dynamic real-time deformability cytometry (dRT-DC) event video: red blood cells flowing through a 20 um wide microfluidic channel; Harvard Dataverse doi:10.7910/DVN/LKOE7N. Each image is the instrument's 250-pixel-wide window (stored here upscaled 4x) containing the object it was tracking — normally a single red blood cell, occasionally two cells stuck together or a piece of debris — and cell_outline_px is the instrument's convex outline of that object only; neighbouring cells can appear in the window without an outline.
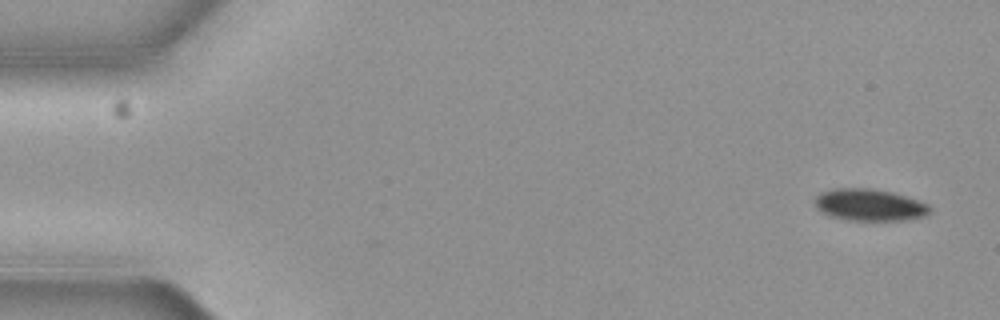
{"species": "common noctule bat (a hibernating species)", "species_latin": "Nyctalus noctula", "temperature_condition": "cold", "stored_images_in_passage": 5, "camera_frame_rate_fps": 3000, "um_per_image_px": 0.085, "animal": {"sex": "female", "body_mass_g": 19.3, "forearm_length_mm": 54.1}, "frame": {"image": 1, "passage_image": 1, "time_ms": 0.0, "image_size_px": [1000, 320], "cell_outline_px": [[932, 208], [924, 216], [908, 220], [848, 220], [828, 216], [816, 208], [816, 196], [820, 192], [832, 188], [872, 188], [892, 192], [928, 204]], "centroid_in_image_um": [73.87, 17.41], "position_along_channel_um": 11.1, "area_um2": 21.39}}
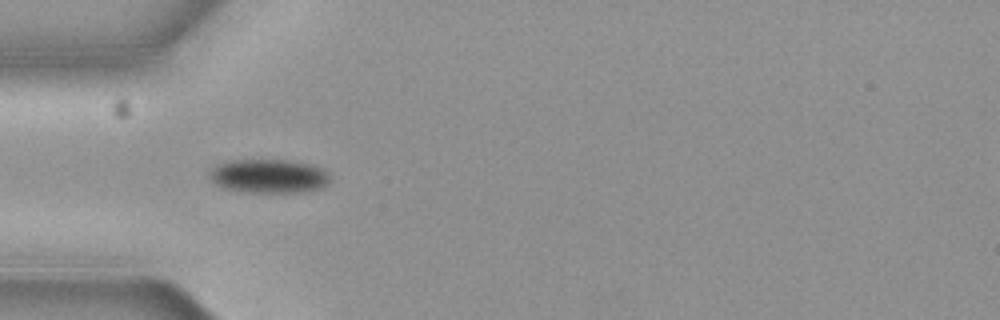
{"frame": {"image": 2, "passage_image": 5, "time_ms": 1.333, "image_size_px": [1000, 320], "cell_outline_px": [[332, 180], [324, 188], [308, 192], [240, 192], [224, 188], [216, 184], [212, 180], [212, 172], [220, 164], [232, 160], [284, 160], [308, 164], [320, 168], [328, 172]], "centroid_in_image_um": [22.95, 15.0], "position_along_channel_um": 62.0, "area_um2": 23.64}}